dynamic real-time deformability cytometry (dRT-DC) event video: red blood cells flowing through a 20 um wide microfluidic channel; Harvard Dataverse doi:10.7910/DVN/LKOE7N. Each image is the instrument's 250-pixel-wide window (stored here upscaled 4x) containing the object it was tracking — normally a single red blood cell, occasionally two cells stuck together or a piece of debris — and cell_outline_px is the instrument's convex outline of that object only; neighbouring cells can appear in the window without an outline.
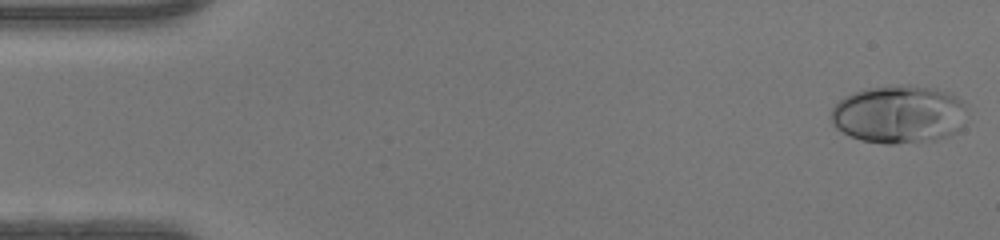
{"species": "human", "species_latin": "Homo sapiens", "temperature_condition": "warm", "stored_images_in_passage": 46, "camera_frame_rate_fps": 3000, "um_per_image_px": 0.085, "donor": {"sex": "female"}, "frame": {"image": 1, "passage_image": 1, "time_ms": 0.0, "image_size_px": [1000, 240], "cell_outline_px": [[968, 112], [964, 128], [952, 136], [936, 140], [892, 144], [884, 144], [860, 140], [836, 128], [832, 124], [828, 116], [832, 108], [844, 96], [852, 92], [864, 88], [900, 84], [908, 84], [936, 88], [956, 96], [964, 100], [968, 104]], "centroid_in_image_um": [76.47, 9.71], "position_along_channel_um": 8.5, "area_um2": 47.45}}
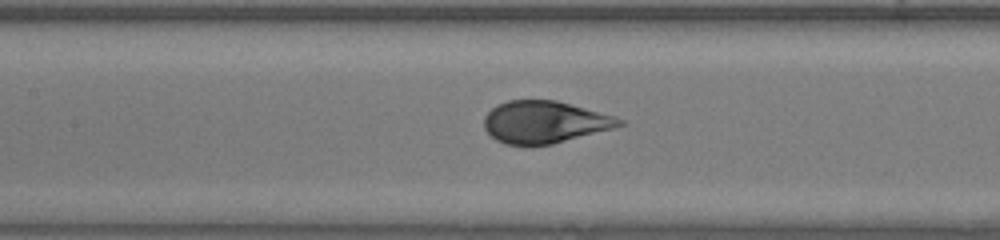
{"frame": {"image": 2, "passage_image": 21, "time_ms": 6.667, "image_size_px": [1000, 240], "cell_outline_px": [[624, 124], [612, 128], [552, 144], [532, 148], [528, 148], [504, 144], [496, 140], [484, 128], [484, 116], [496, 104], [508, 100], [556, 100], [616, 116], [624, 120]], "centroid_in_image_um": [46.24, 10.4], "position_along_channel_um": 161.2, "area_um2": 33.7}}
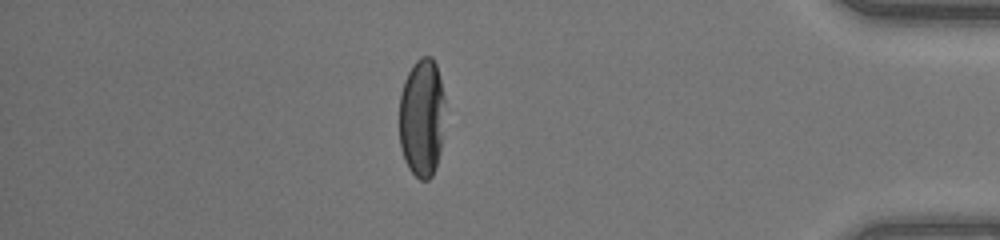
{"frame": {"image": 3, "passage_image": 40, "time_ms": 13.0, "image_size_px": [1000, 240], "cell_outline_px": [[444, 100], [440, 152], [432, 176], [428, 180], [420, 180], [408, 168], [404, 160], [400, 148], [400, 92], [404, 80], [412, 64], [420, 56], [432, 56], [436, 64], [444, 96]], "centroid_in_image_um": [35.83, 9.98], "position_along_channel_um": 399.4, "area_um2": 31.62}, "authors_computed_cell_mechanics": {"area_um2": 35.5759, "velocity_mm_per_s": 4.4044, "shape_relaxation_time_tau1_ms": 3.309, "shape_relaxation_time_tau2_ms": null, "deformation_change_tau1": 0.1979, "deformation_change_tau2": null}}